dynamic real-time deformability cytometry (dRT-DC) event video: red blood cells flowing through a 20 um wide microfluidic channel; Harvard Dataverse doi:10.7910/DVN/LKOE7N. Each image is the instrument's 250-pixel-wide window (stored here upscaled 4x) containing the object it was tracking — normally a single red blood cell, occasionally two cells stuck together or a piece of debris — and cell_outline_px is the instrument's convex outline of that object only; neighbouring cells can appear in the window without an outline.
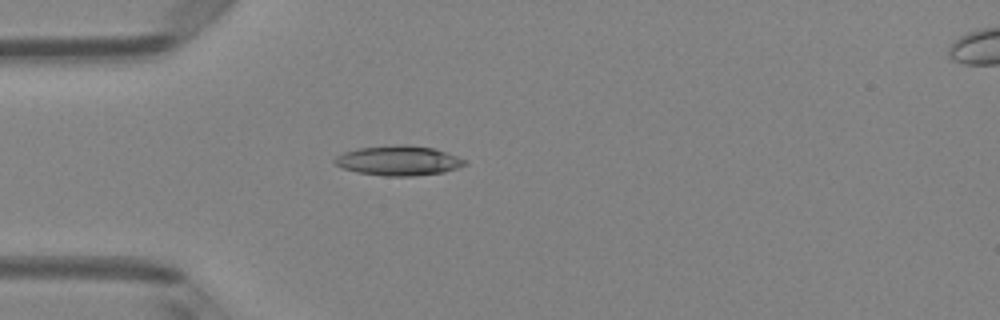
{"species": "Egyptian fruit bat (a non-hibernating species)", "species_latin": "Rousettus aegyptiacus", "temperature_condition": "room temperature", "stored_images_in_passage": 5, "camera_frame_rate_fps": 3000, "um_per_image_px": 0.085, "animal": {"sex": "female"}, "frame": {"image": 1, "passage_image": 4, "time_ms": 1.0, "image_size_px": [1000, 320], "cell_outline_px": [[468, 164], [444, 172], [412, 176], [384, 176], [356, 172], [344, 168], [336, 164], [332, 160], [336, 156], [344, 152], [360, 148], [400, 144], [408, 144], [432, 148], [468, 160]], "centroid_in_image_um": [33.88, 13.65], "position_along_channel_um": 51.1, "area_um2": 22.48}}